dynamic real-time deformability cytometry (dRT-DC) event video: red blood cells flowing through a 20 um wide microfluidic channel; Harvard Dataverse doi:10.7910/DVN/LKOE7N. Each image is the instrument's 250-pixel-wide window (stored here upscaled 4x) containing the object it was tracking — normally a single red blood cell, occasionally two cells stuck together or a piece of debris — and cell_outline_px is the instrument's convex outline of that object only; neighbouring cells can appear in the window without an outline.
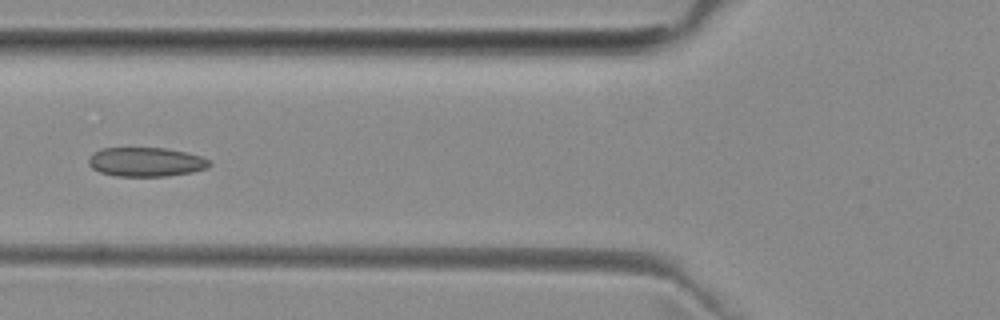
{"species": "common noctule bat (a hibernating species)", "species_latin": "Nyctalus noctula", "temperature_condition": "room temperature", "stored_images_in_passage": 8, "camera_frame_rate_fps": 3000, "um_per_image_px": 0.085, "animal": {"sex": "female", "body_mass_g": 29.2, "forearm_length_mm": 56.3}, "frame": {"image": 1, "passage_image": 5, "time_ms": 5.667, "image_size_px": [1000, 320], "cell_outline_px": [[212, 164], [208, 168], [192, 172], [168, 176], [116, 176], [100, 172], [92, 168], [88, 164], [88, 160], [92, 152], [104, 148], [164, 148], [184, 152], [200, 156], [212, 160]], "centroid_in_image_um": [12.42, 13.77], "position_along_channel_um": 113.4, "area_um2": 20.63}}
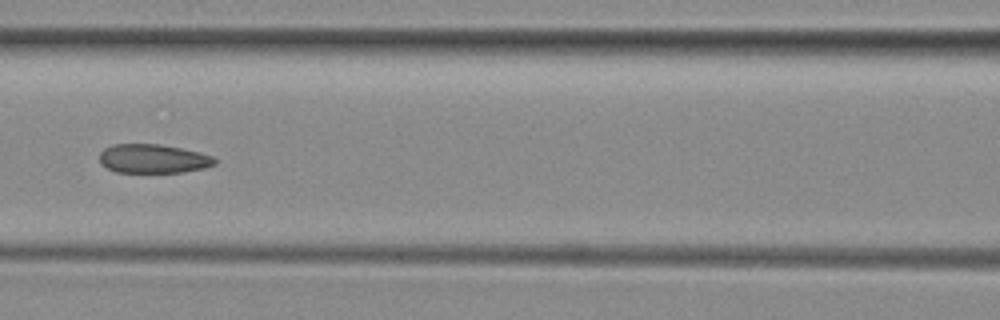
{"frame": {"image": 2, "passage_image": 6, "time_ms": 6.667, "image_size_px": [1000, 320], "cell_outline_px": [[216, 164], [204, 168], [184, 172], [116, 172], [100, 164], [100, 152], [104, 148], [112, 144], [160, 144], [200, 152], [212, 156], [216, 160]], "centroid_in_image_um": [13.01, 13.48], "position_along_channel_um": 153.6, "area_um2": 19.48}}
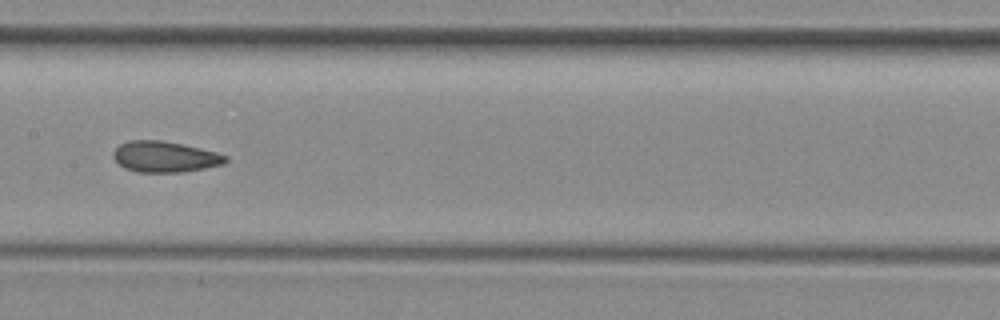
{"frame": {"image": 3, "passage_image": 7, "time_ms": 7.667, "image_size_px": [1000, 320], "cell_outline_px": [[228, 160], [224, 164], [184, 172], [136, 172], [124, 168], [112, 156], [112, 152], [120, 144], [128, 140], [160, 140], [200, 148], [216, 152], [228, 156]], "centroid_in_image_um": [14.0, 13.33], "position_along_channel_um": 193.4, "area_um2": 20.23}}